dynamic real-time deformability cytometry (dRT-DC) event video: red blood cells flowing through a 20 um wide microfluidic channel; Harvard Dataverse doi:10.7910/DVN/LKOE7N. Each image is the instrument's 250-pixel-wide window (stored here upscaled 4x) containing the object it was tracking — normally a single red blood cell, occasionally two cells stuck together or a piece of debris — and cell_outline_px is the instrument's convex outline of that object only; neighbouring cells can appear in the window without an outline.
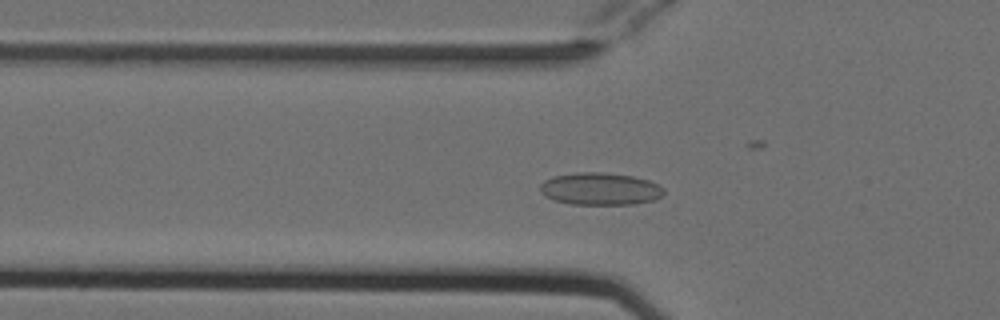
{"species": "Egyptian fruit bat (a non-hibernating species)", "species_latin": "Rousettus aegyptiacus", "temperature_condition": "cold", "stored_images_in_passage": 52, "camera_frame_rate_fps": 3000, "um_per_image_px": 0.085, "animal": {"sex": "female"}, "frame": {"image": 1, "passage_image": 16, "time_ms": 5.0, "image_size_px": [1000, 320], "cell_outline_px": [[664, 192], [660, 196], [652, 200], [636, 204], [572, 204], [552, 200], [544, 196], [540, 192], [540, 184], [544, 180], [552, 176], [576, 172], [604, 172], [632, 176], [648, 180], [664, 188]], "centroid_in_image_um": [50.96, 16.05], "position_along_channel_um": 74.8, "area_um2": 23.41}}
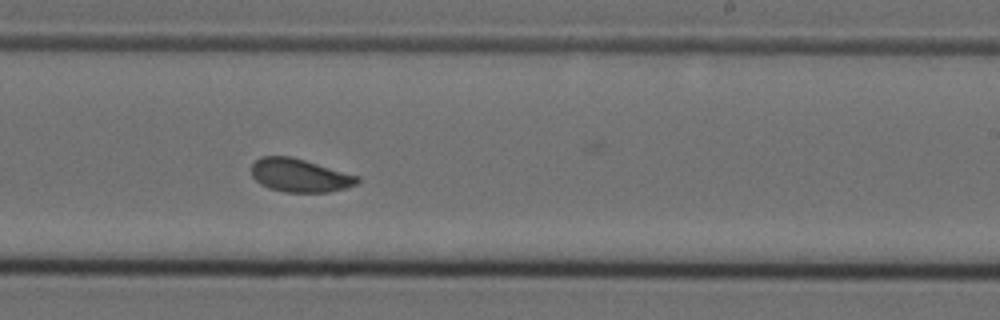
{"frame": {"image": 2, "passage_image": 31, "time_ms": 10.0, "image_size_px": [1000, 320], "cell_outline_px": [[360, 180], [356, 184], [344, 188], [328, 192], [284, 192], [268, 188], [260, 184], [252, 176], [252, 164], [260, 156], [292, 156], [360, 176]], "centroid_in_image_um": [25.47, 14.9], "position_along_channel_um": 263.5, "area_um2": 20.63}}
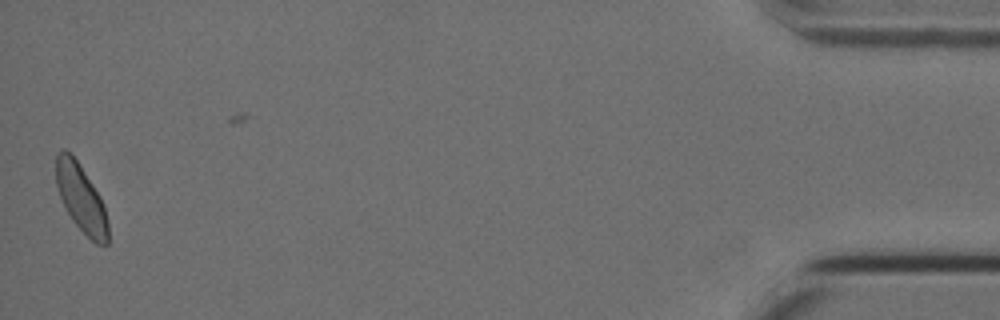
{"frame": {"image": 3, "passage_image": 51, "time_ms": 16.667, "image_size_px": [1000, 320], "cell_outline_px": [[108, 244], [96, 244], [72, 220], [60, 196], [56, 184], [56, 152], [60, 148], [64, 148], [76, 160], [100, 196], [104, 208], [108, 224]], "centroid_in_image_um": [6.88, 16.83], "position_along_channel_um": 428.3, "area_um2": 20.0}, "authors_computed_cell_mechanics": {"area_um2": 20.8658, "velocity_mm_per_s": 3.7668, "shape_relaxation_time_tau1_ms": null, "shape_relaxation_time_tau2_ms": 0.917, "deformation_change_tau1": null, "deformation_change_tau2": 0.0572}}